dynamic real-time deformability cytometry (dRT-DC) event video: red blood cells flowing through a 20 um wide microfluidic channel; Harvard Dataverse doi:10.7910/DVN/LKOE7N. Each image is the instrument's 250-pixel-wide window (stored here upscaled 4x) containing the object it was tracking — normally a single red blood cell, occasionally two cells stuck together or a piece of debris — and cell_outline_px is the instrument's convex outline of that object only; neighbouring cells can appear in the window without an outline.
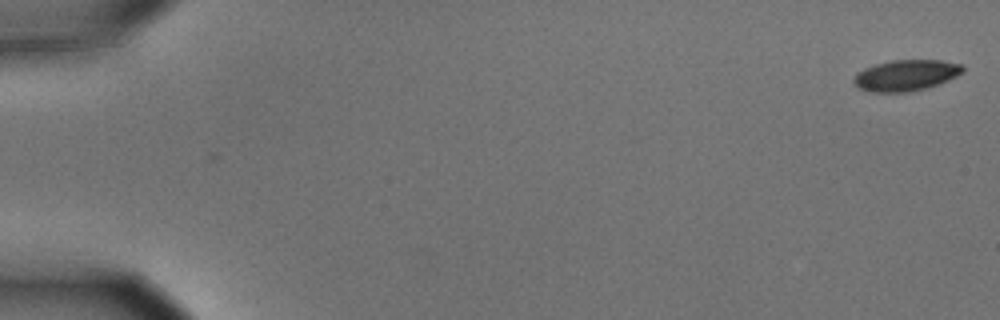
{"species": "common noctule bat (a hibernating species)", "species_latin": "Nyctalus noctula", "temperature_condition": "cold", "stored_images_in_passage": 2, "camera_frame_rate_fps": 3000, "um_per_image_px": 0.085, "animal": {"sex": "male", "body_mass_g": 15.6}, "frame": {"image": 1, "passage_image": 2, "time_ms": 0.333, "image_size_px": [1000, 320], "cell_outline_px": [[964, 72], [948, 80], [912, 92], [868, 92], [856, 88], [852, 80], [852, 76], [856, 72], [864, 68], [876, 64], [892, 60], [940, 60], [964, 64]], "centroid_in_image_um": [76.95, 6.4], "position_along_channel_um": 8.0, "area_um2": 20.0}}